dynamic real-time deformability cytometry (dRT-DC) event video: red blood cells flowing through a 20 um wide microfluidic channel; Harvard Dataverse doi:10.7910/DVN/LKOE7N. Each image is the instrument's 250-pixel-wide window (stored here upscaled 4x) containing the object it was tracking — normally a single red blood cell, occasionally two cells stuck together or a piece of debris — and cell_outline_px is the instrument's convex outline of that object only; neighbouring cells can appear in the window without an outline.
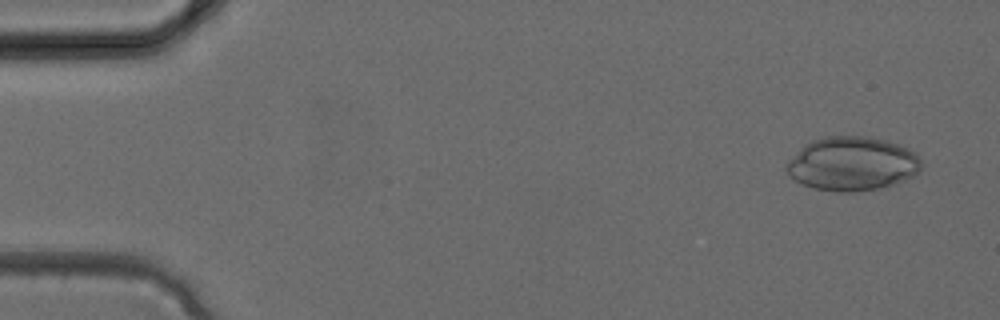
{"species": "common noctule bat (a hibernating species)", "species_latin": "Nyctalus noctula", "temperature_condition": "cold", "stored_images_in_passage": 3, "segment_of_instrument_passage": [2, 2], "camera_frame_rate_fps": 3000, "um_per_image_px": 0.085, "animal": {"sex": "female", "body_mass_g": 24.6, "forearm_length_mm": 56.2}, "frame": {"image": 1, "passage_image": 3, "time_ms": 0.667, "image_size_px": [1000, 320], "cell_outline_px": [[920, 168], [912, 176], [892, 184], [876, 188], [852, 192], [836, 192], [812, 188], [796, 180], [784, 168], [784, 164], [804, 144], [812, 140], [824, 136], [868, 136], [888, 140], [900, 144], [916, 152], [920, 160]], "centroid_in_image_um": [72.41, 13.89], "position_along_channel_um": 12.6, "area_um2": 42.37}}